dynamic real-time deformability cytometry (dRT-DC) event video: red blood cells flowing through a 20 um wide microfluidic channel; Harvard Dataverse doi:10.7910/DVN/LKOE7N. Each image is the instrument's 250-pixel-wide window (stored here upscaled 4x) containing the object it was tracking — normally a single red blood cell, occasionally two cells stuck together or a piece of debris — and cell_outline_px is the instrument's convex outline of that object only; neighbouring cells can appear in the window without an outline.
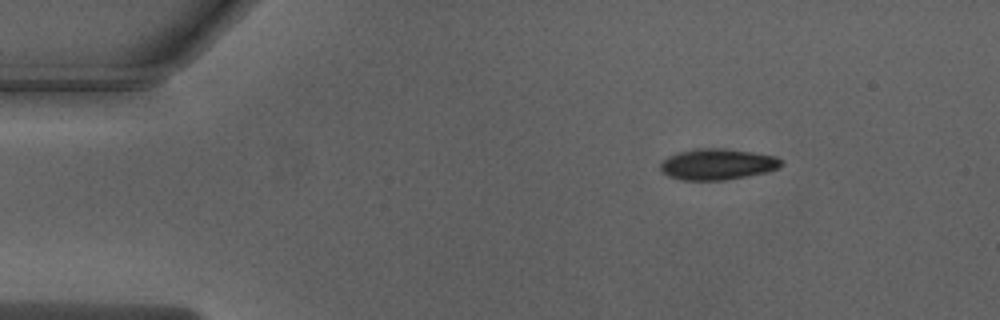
{"species": "Egyptian fruit bat (a non-hibernating species)", "species_latin": "Rousettus aegyptiacus", "temperature_condition": "warm", "stored_images_in_passage": 45, "camera_frame_rate_fps": 3000, "um_per_image_px": 0.085, "animal": {"sex": "male"}, "frame": {"image": 1, "passage_image": 1, "time_ms": 0.0, "image_size_px": [1000, 320], "cell_outline_px": [[784, 164], [780, 168], [768, 172], [748, 176], [724, 180], [680, 180], [668, 176], [660, 172], [660, 160], [668, 156], [680, 152], [696, 148], [724, 148], [752, 152], [776, 156], [784, 160]], "centroid_in_image_um": [60.99, 13.96], "position_along_channel_um": 24.0, "area_um2": 22.31}}
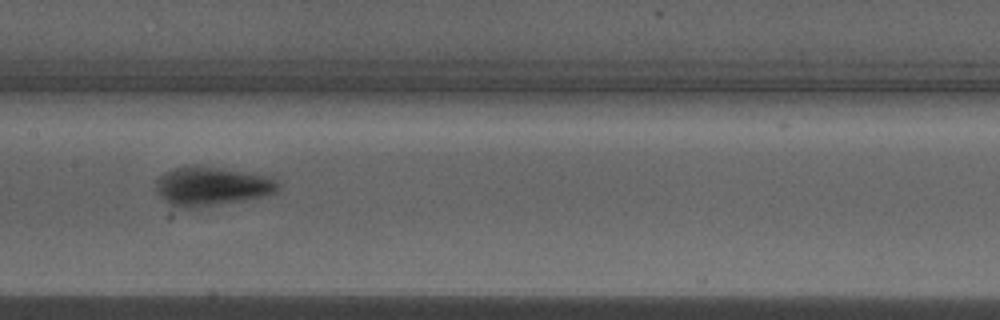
{"frame": {"image": 2, "passage_image": 19, "time_ms": 6.0, "image_size_px": [1000, 320], "cell_outline_px": [[280, 188], [276, 192], [264, 196], [244, 200], [188, 208], [172, 204], [160, 196], [156, 188], [156, 180], [164, 172], [176, 168], [196, 164], [220, 168], [264, 176], [280, 184]], "centroid_in_image_um": [17.97, 15.81], "position_along_channel_um": 189.4, "area_um2": 26.99}}
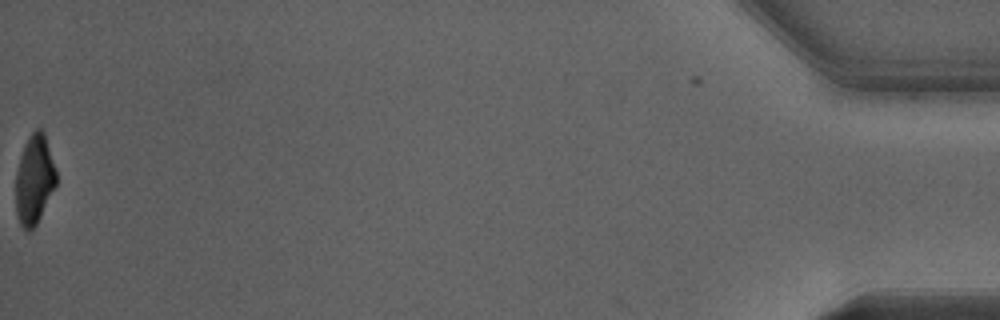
{"frame": {"image": 3, "passage_image": 45, "time_ms": 14.667, "image_size_px": [1000, 320], "cell_outline_px": [[56, 184], [36, 224], [28, 232], [20, 224], [16, 212], [16, 172], [20, 156], [24, 144], [28, 136], [36, 128], [40, 128], [44, 132], [56, 172]], "centroid_in_image_um": [2.9, 15.23], "position_along_channel_um": 432.3, "area_um2": 20.75}, "authors_computed_cell_mechanics": {"area_um2": 24.854, "velocity_mm_per_s": 4.016, "shape_relaxation_time_tau1_ms": 2.2864, "shape_relaxation_time_tau2_ms": null, "deformation_change_tau1": 0.1627, "deformation_change_tau2": null}}